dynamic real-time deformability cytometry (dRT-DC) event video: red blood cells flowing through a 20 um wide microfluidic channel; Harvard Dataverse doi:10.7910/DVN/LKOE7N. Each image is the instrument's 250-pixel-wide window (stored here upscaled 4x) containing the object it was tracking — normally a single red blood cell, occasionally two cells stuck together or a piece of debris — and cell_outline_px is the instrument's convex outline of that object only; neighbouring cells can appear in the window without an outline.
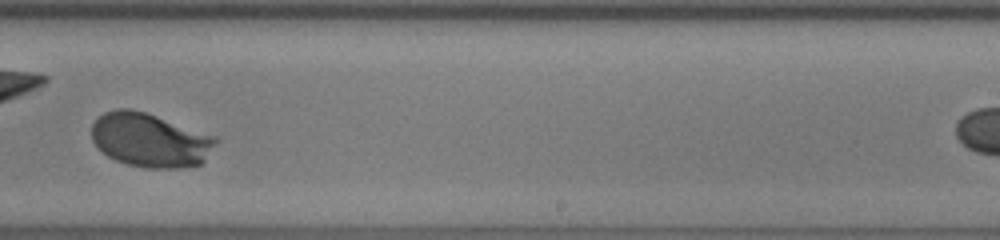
{"species": "human", "species_latin": "Homo sapiens", "temperature_condition": "room temperature", "stored_images_in_passage": 34, "camera_frame_rate_fps": 3000, "um_per_image_px": 0.085, "donor": {"sex": "female"}, "frame": {"image": 1, "passage_image": 25, "time_ms": 8.0, "image_size_px": [1000, 240], "cell_outline_px": [[220, 140], [204, 160], [200, 164], [180, 168], [144, 168], [128, 164], [116, 160], [108, 156], [92, 140], [92, 124], [104, 112], [116, 108], [128, 108], [144, 112], [216, 136]], "centroid_in_image_um": [12.77, 11.91], "position_along_channel_um": 276.2, "area_um2": 38.84}}